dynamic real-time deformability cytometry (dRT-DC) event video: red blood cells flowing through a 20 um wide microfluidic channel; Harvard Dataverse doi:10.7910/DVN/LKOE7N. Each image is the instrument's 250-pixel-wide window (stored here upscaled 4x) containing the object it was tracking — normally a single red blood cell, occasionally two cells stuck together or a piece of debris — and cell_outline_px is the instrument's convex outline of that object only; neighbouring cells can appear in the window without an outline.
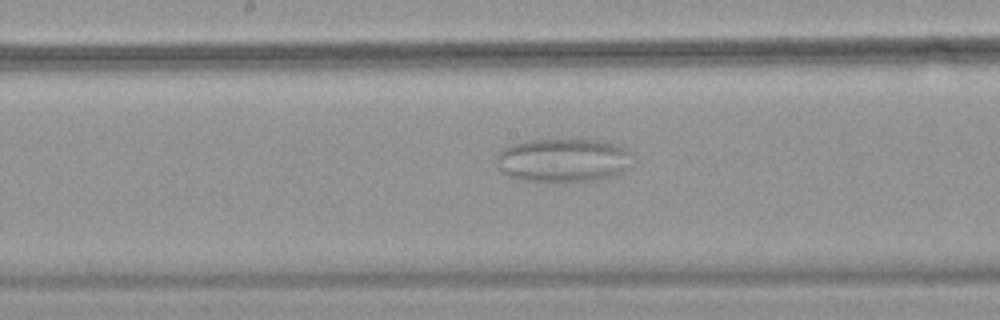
{"species": "common noctule bat (a hibernating species)", "species_latin": "Nyctalus noctula", "temperature_condition": "warm", "stored_images_in_passage": 39, "camera_frame_rate_fps": 3000, "um_per_image_px": 0.085, "animal": {"sex": "female", "body_mass_g": 18.4}, "frame": {"image": 1, "passage_image": 19, "time_ms": 6.0, "image_size_px": [1000, 320], "cell_outline_px": [[636, 156], [620, 176], [596, 180], [524, 180], [508, 176], [500, 168], [496, 160], [496, 152], [512, 144], [532, 140], [608, 140], [632, 152]], "centroid_in_image_um": [47.96, 13.6], "position_along_channel_um": 200.2, "area_um2": 34.68}}
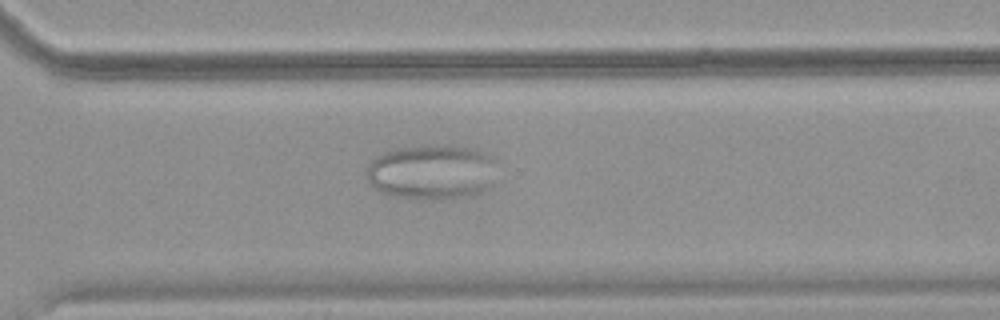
{"frame": {"image": 2, "passage_image": 30, "time_ms": 9.667, "image_size_px": [1000, 320], "cell_outline_px": [[496, 160], [492, 184], [484, 192], [452, 200], [432, 200], [400, 196], [380, 192], [368, 180], [368, 164], [376, 156], [384, 152], [400, 148], [432, 144], [440, 144], [472, 148], [492, 156]], "centroid_in_image_um": [36.75, 14.62], "position_along_channel_um": 333.8, "area_um2": 42.14}}
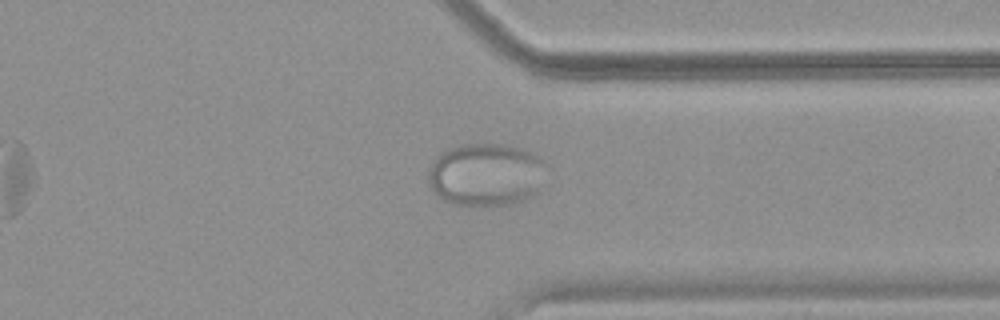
{"frame": {"image": 3, "passage_image": 33, "time_ms": 10.667, "image_size_px": [1000, 320], "cell_outline_px": [[544, 164], [540, 192], [524, 200], [512, 204], [456, 204], [444, 200], [432, 188], [428, 180], [428, 176], [432, 164], [436, 156], [440, 152], [448, 148], [460, 144], [488, 140], [524, 148], [532, 152], [544, 160]], "centroid_in_image_um": [41.33, 14.76], "position_along_channel_um": 370.1, "area_um2": 43.81}}